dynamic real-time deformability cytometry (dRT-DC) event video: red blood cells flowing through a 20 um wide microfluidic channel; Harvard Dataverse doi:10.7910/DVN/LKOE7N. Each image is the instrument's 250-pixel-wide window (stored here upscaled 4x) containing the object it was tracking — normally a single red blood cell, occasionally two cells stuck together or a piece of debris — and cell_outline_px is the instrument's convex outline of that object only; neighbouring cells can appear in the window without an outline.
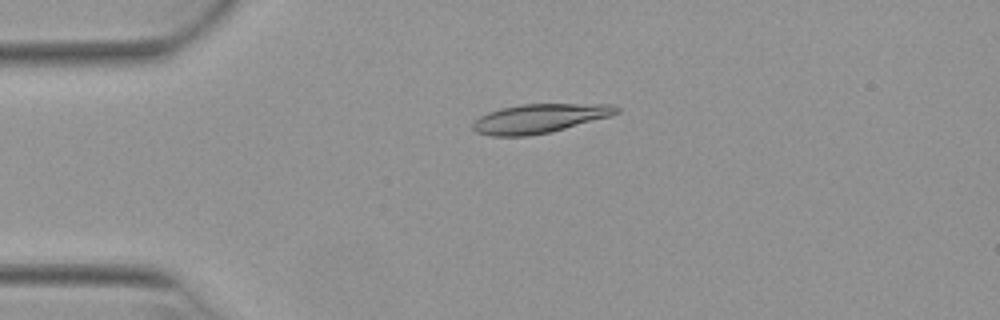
{"species": "Egyptian fruit bat (a non-hibernating species)", "species_latin": "Rousettus aegyptiacus", "temperature_condition": "warm", "stored_images_in_passage": 52, "camera_frame_rate_fps": 3000, "um_per_image_px": 0.085, "animal": {"sex": "female"}, "frame": {"image": 1, "passage_image": 12, "time_ms": 3.667, "image_size_px": [1000, 320], "cell_outline_px": [[620, 112], [612, 116], [548, 132], [528, 136], [492, 136], [476, 132], [472, 128], [472, 124], [480, 116], [488, 112], [500, 108], [520, 104], [612, 104], [620, 108]], "centroid_in_image_um": [45.86, 10.06], "position_along_channel_um": 39.1, "area_um2": 24.28}}
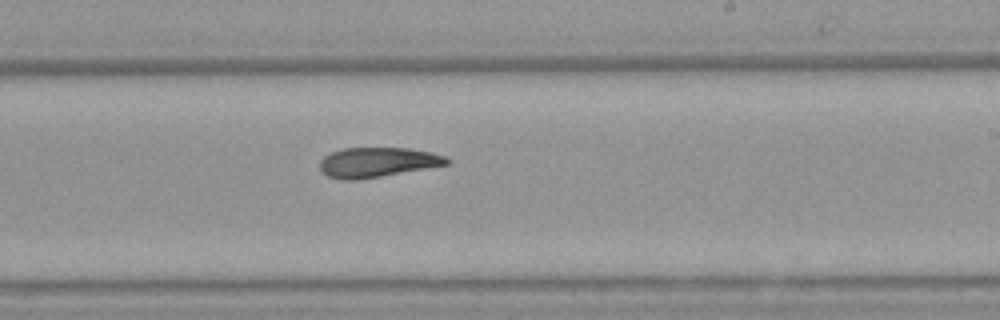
{"frame": {"image": 2, "passage_image": 31, "time_ms": 10.0, "image_size_px": [1000, 320], "cell_outline_px": [[452, 160], [448, 164], [380, 176], [356, 180], [340, 180], [328, 176], [320, 172], [320, 160], [324, 156], [332, 152], [344, 148], [408, 148], [448, 156]], "centroid_in_image_um": [32.05, 13.79], "position_along_channel_um": 256.9, "area_um2": 21.96}}
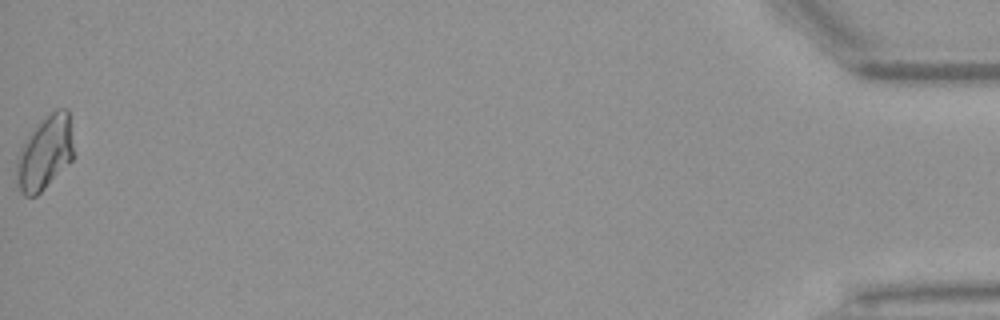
{"frame": {"image": 3, "passage_image": 52, "time_ms": 17.0, "image_size_px": [1000, 320], "cell_outline_px": [[72, 160], [36, 196], [24, 196], [20, 192], [16, 180], [16, 156], [20, 148], [28, 136], [40, 120], [56, 108], [68, 108], [72, 144]], "centroid_in_image_um": [3.78, 12.99], "position_along_channel_um": 431.4, "area_um2": 24.39}, "authors_computed_cell_mechanics": {"area_um2": 23.0622, "velocity_mm_per_s": 3.9279, "shape_relaxation_time_tau1_ms": null, "shape_relaxation_time_tau2_ms": 8.2799, "deformation_change_tau1": null, "deformation_change_tau2": 0.1457}}